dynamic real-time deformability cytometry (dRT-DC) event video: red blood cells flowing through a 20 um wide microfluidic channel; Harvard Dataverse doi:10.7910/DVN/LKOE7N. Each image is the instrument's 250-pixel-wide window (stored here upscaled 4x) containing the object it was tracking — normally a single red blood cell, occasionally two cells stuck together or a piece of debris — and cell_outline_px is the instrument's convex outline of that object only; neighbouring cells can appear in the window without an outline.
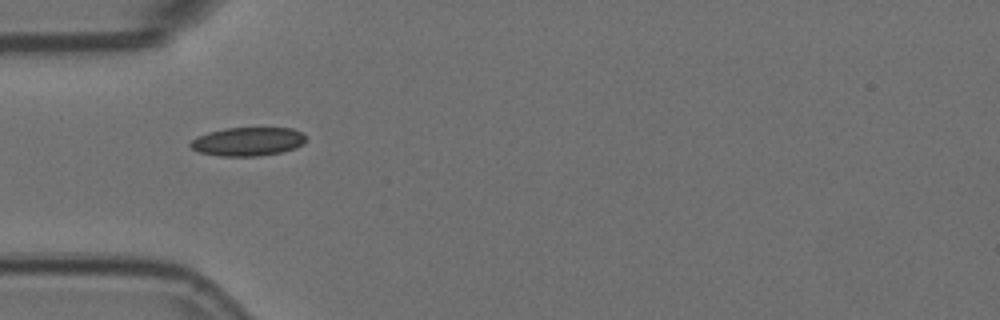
{"species": "Egyptian fruit bat (a non-hibernating species)", "species_latin": "Rousettus aegyptiacus", "temperature_condition": "room temperature", "stored_images_in_passage": 2, "camera_frame_rate_fps": 3000, "um_per_image_px": 0.085, "animal": {"sex": "female"}, "frame": {"image": 1, "passage_image": 1, "time_ms": 0.0, "image_size_px": [1000, 320], "cell_outline_px": [[304, 144], [296, 148], [280, 152], [256, 156], [220, 156], [200, 152], [192, 148], [188, 144], [196, 136], [208, 132], [224, 128], [292, 128], [304, 132]], "centroid_in_image_um": [21.06, 12.02], "position_along_channel_um": 63.9, "area_um2": 19.31}}
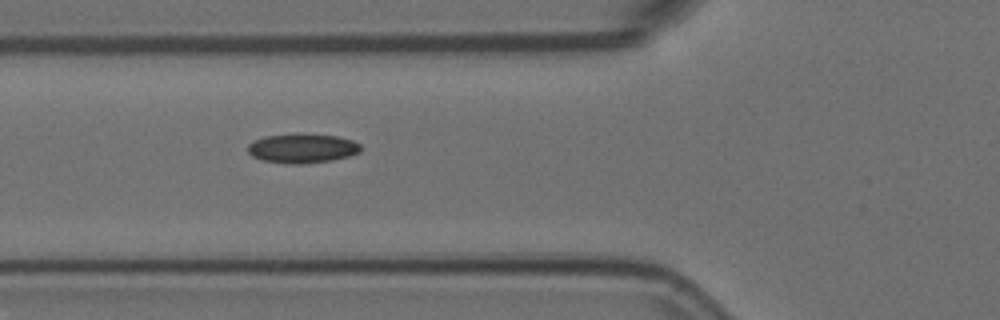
{"frame": {"image": 2, "passage_image": 2, "time_ms": 0.333, "image_size_px": [1000, 320], "cell_outline_px": [[360, 152], [348, 156], [332, 160], [300, 164], [288, 164], [264, 160], [252, 156], [248, 152], [248, 144], [252, 140], [264, 136], [296, 132], [300, 132], [336, 136], [352, 140], [360, 144]], "centroid_in_image_um": [25.66, 12.58], "position_along_channel_um": 100.1, "area_um2": 19.65}}